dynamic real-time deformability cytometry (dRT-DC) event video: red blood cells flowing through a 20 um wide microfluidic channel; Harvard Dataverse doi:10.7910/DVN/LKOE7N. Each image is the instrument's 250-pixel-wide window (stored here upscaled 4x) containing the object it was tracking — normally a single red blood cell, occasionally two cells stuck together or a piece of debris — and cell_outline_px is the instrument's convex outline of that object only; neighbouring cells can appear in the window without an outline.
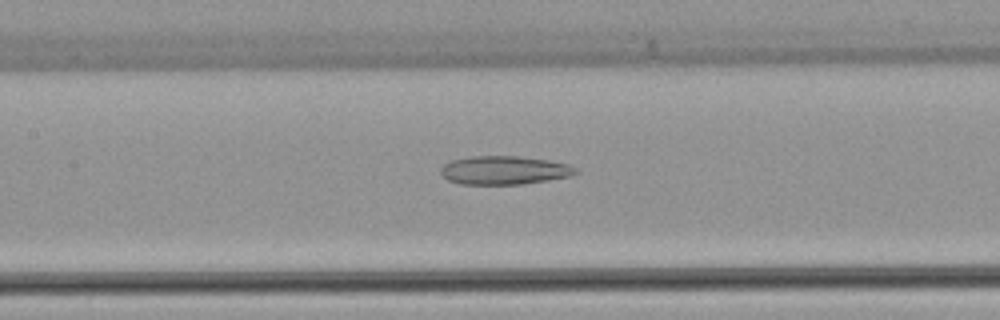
{"species": "common noctule bat (a hibernating species)", "species_latin": "Nyctalus noctula", "temperature_condition": "warm", "stored_images_in_passage": 26, "camera_frame_rate_fps": 3000, "um_per_image_px": 0.085, "animal": {"sex": "female", "body_mass_g": 22.7, "forearm_length_mm": 54.2}, "frame": {"image": 1, "passage_image": 9, "time_ms": 2.667, "image_size_px": [1000, 320], "cell_outline_px": [[580, 172], [572, 176], [524, 184], [460, 184], [448, 180], [440, 172], [440, 168], [444, 164], [452, 160], [472, 156], [520, 156], [548, 160], [568, 164], [576, 168]], "centroid_in_image_um": [42.89, 14.47], "position_along_channel_um": 164.5, "area_um2": 22.54}}
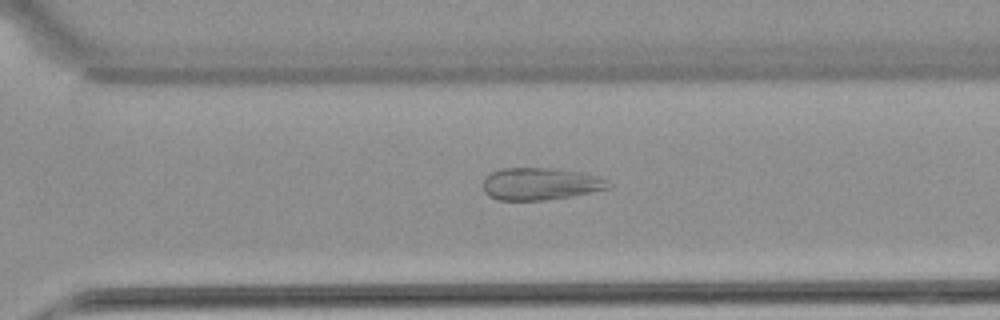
{"frame": {"image": 2, "passage_image": 20, "time_ms": 6.333, "image_size_px": [1000, 320], "cell_outline_px": [[612, 188], [572, 196], [544, 200], [496, 200], [488, 196], [484, 192], [484, 180], [492, 172], [500, 168], [556, 168], [580, 172], [596, 176], [608, 180]], "centroid_in_image_um": [45.95, 15.63], "position_along_channel_um": 324.7, "area_um2": 23.64}}
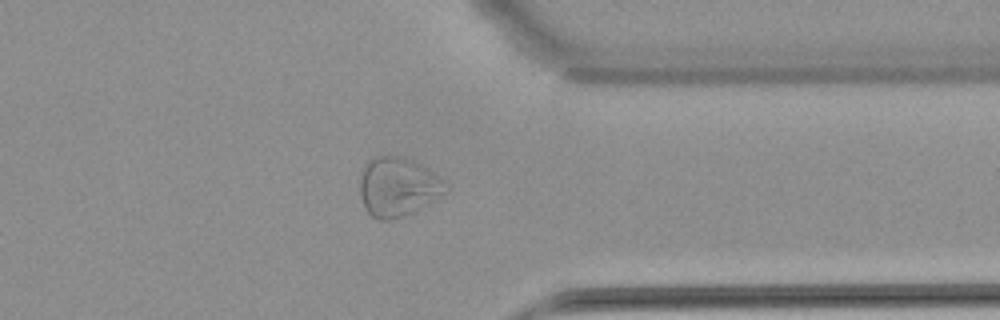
{"frame": {"image": 3, "passage_image": 24, "time_ms": 7.667, "image_size_px": [1000, 320], "cell_outline_px": [[444, 192], [432, 200], [412, 212], [392, 220], [380, 220], [372, 216], [364, 208], [360, 192], [360, 176], [368, 160], [376, 156], [400, 156], [412, 160], [428, 168], [440, 176], [444, 180]], "centroid_in_image_um": [33.77, 15.87], "position_along_channel_um": 377.6, "area_um2": 29.07}}